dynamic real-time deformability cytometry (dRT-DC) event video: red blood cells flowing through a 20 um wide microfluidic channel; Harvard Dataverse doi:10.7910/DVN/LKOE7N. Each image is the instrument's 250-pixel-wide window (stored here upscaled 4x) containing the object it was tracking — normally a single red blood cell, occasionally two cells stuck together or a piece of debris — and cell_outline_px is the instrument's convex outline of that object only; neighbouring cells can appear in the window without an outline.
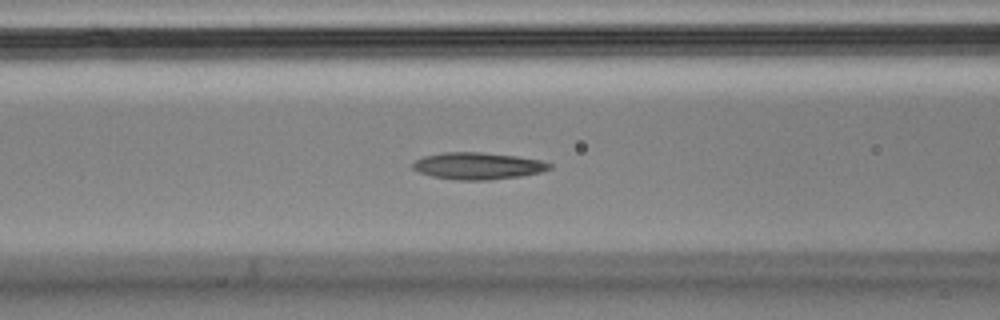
{"species": "Egyptian fruit bat (a non-hibernating species)", "species_latin": "Rousettus aegyptiacus", "temperature_condition": "cold", "stored_images_in_passage": 37, "camera_frame_rate_fps": 3000, "um_per_image_px": 0.085, "animal": {"sex": "male"}, "frame": {"image": 1, "passage_image": 3, "time_ms": 0.667, "image_size_px": [1000, 320], "cell_outline_px": [[552, 168], [540, 172], [520, 176], [488, 180], [460, 180], [432, 176], [420, 172], [412, 168], [412, 164], [416, 160], [424, 156], [444, 152], [480, 152], [516, 156], [540, 160], [552, 164]], "centroid_in_image_um": [40.62, 14.1], "position_along_channel_um": 126.0, "area_um2": 21.27}}
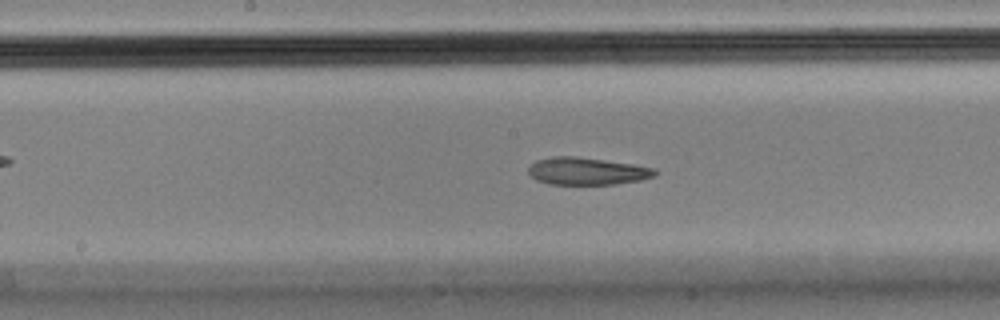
{"frame": {"image": 2, "passage_image": 9, "time_ms": 2.667, "image_size_px": [1000, 320], "cell_outline_px": [[656, 176], [640, 180], [616, 184], [548, 184], [536, 180], [528, 172], [528, 168], [536, 160], [552, 156], [576, 156], [632, 164], [656, 168]], "centroid_in_image_um": [49.89, 14.55], "position_along_channel_um": 198.3, "area_um2": 20.17}}
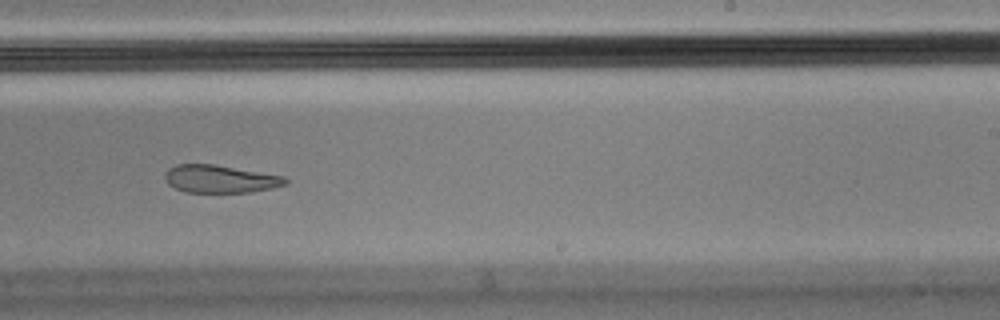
{"frame": {"image": 3, "passage_image": 15, "time_ms": 4.667, "image_size_px": [1000, 320], "cell_outline_px": [[288, 184], [272, 188], [252, 192], [184, 192], [168, 184], [164, 176], [168, 168], [176, 164], [216, 164], [284, 176], [288, 180]], "centroid_in_image_um": [18.72, 15.2], "position_along_channel_um": 270.3, "area_um2": 19.59}}